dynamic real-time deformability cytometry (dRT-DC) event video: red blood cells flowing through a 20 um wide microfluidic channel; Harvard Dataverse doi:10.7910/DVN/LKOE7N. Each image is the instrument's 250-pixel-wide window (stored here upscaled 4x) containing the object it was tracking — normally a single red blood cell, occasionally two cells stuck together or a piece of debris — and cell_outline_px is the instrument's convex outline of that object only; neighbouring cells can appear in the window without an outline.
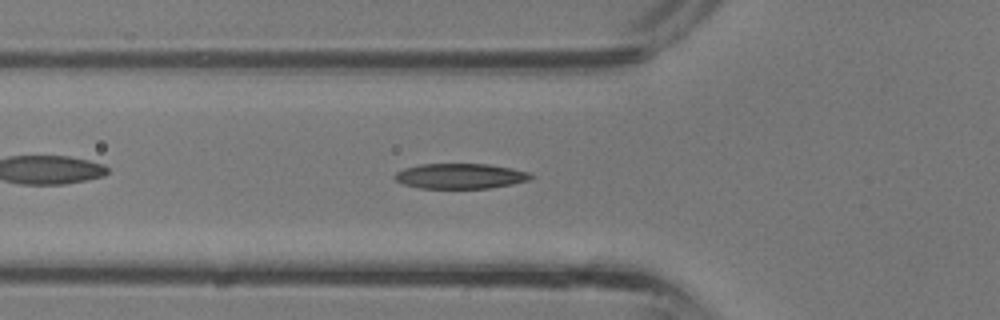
{"species": "common noctule bat (a hibernating species)", "species_latin": "Nyctalus noctula", "temperature_condition": "room temperature", "stored_images_in_passage": 34, "camera_frame_rate_fps": 3000, "um_per_image_px": 0.085, "animal": {"sex": "male", "body_mass_g": 13.3}, "frame": {"image": 1, "passage_image": 13, "time_ms": 4.0, "image_size_px": [1000, 320], "cell_outline_px": [[536, 176], [528, 180], [512, 184], [488, 188], [420, 188], [404, 184], [396, 180], [392, 176], [396, 172], [404, 168], [420, 164], [488, 164], [512, 168], [528, 172]], "centroid_in_image_um": [39.12, 14.96], "position_along_channel_um": 86.7, "area_um2": 20.0}}
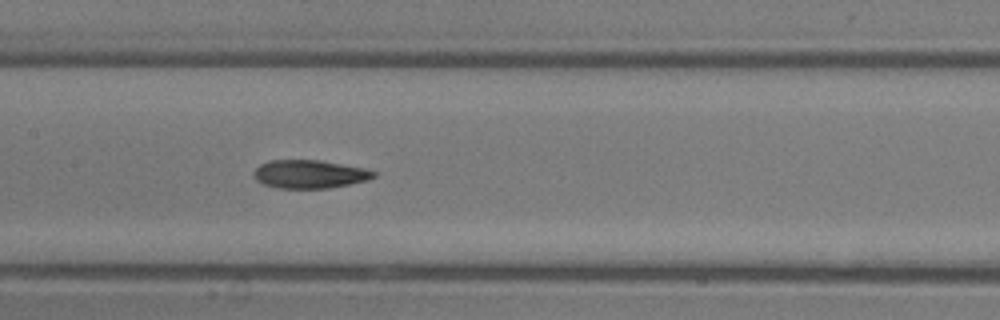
{"frame": {"image": 2, "passage_image": 18, "time_ms": 5.667, "image_size_px": [1000, 320], "cell_outline_px": [[376, 176], [368, 180], [328, 188], [276, 188], [264, 184], [256, 180], [252, 172], [260, 164], [268, 160], [316, 160], [364, 168], [376, 172]], "centroid_in_image_um": [26.27, 14.8], "position_along_channel_um": 181.1, "area_um2": 19.65}}
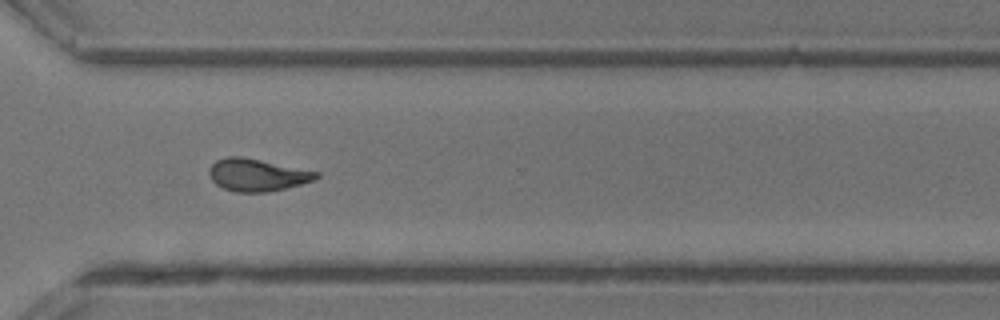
{"frame": {"image": 3, "passage_image": 27, "time_ms": 8.667, "image_size_px": [1000, 320], "cell_outline_px": [[320, 176], [316, 180], [268, 192], [236, 192], [224, 188], [216, 184], [208, 176], [208, 168], [216, 160], [228, 156], [240, 156], [320, 172]], "centroid_in_image_um": [21.84, 14.87], "position_along_channel_um": 348.8, "area_um2": 20.17}}